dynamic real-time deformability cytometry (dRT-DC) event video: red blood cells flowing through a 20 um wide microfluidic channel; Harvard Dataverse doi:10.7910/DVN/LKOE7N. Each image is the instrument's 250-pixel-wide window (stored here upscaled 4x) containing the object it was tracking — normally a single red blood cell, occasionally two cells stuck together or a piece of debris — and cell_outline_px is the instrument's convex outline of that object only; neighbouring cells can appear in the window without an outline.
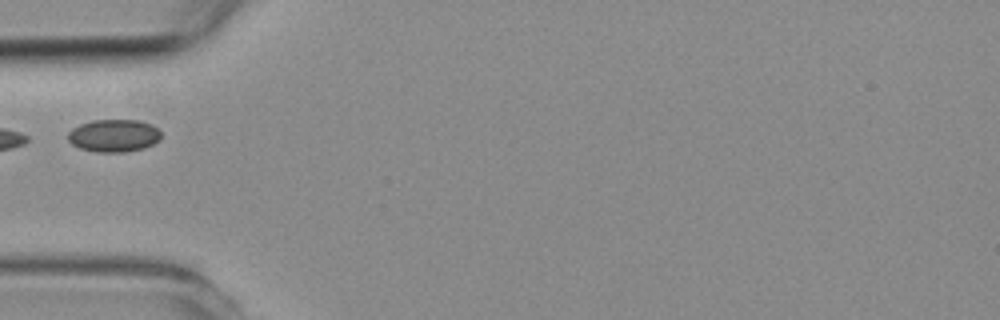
{"species": "common noctule bat (a hibernating species)", "species_latin": "Nyctalus noctula", "temperature_condition": "room temperature", "stored_images_in_passage": 2, "camera_frame_rate_fps": 3000, "um_per_image_px": 0.085, "animal": {"sex": "female", "body_mass_g": 19.3, "forearm_length_mm": 54.1}, "frame": {"image": 1, "passage_image": 2, "time_ms": 1.333, "image_size_px": [1000, 320], "cell_outline_px": [[160, 140], [144, 148], [124, 152], [96, 152], [80, 148], [72, 144], [68, 140], [68, 132], [72, 128], [80, 124], [92, 120], [140, 120], [152, 124], [160, 132]], "centroid_in_image_um": [9.67, 11.52], "position_along_channel_um": 75.3, "area_um2": 17.74}}